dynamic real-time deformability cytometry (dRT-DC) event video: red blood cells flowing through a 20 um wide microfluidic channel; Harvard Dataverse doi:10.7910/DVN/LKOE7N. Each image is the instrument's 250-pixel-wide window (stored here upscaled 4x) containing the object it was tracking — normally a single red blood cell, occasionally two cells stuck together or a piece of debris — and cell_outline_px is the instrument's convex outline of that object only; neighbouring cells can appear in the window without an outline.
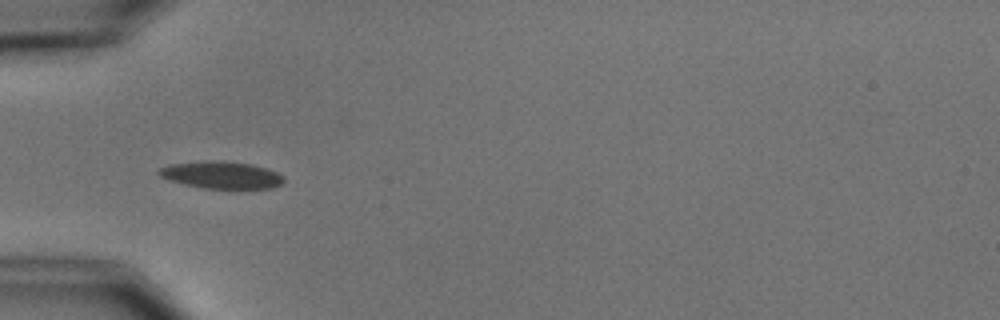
{"species": "common noctule bat (a hibernating species)", "species_latin": "Nyctalus noctula", "temperature_condition": "cold", "stored_images_in_passage": 2, "camera_frame_rate_fps": 3000, "um_per_image_px": 0.085, "animal": {"sex": "male", "body_mass_g": 15.6}, "frame": {"image": 1, "passage_image": 2, "time_ms": 1.333, "image_size_px": [1000, 320], "cell_outline_px": [[284, 180], [280, 184], [272, 188], [204, 188], [184, 184], [160, 176], [156, 172], [160, 168], [168, 164], [208, 160], [224, 160], [252, 164], [276, 172], [284, 176]], "centroid_in_image_um": [18.8, 14.85], "position_along_channel_um": 66.2, "area_um2": 19.71}}